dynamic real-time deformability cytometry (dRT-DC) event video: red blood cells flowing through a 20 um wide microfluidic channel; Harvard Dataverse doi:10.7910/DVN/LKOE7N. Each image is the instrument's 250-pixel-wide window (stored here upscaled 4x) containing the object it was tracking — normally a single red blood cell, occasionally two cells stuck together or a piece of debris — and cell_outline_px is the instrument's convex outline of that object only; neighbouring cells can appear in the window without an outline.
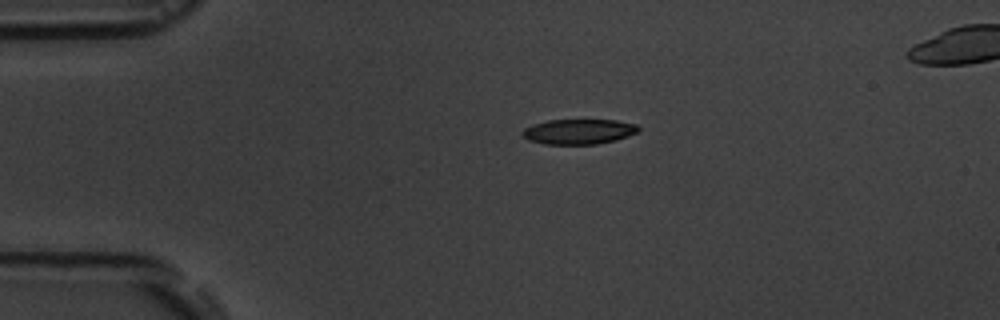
{"species": "common noctule bat (a hibernating species)", "species_latin": "Nyctalus noctula", "temperature_condition": "room temperature", "stored_images_in_passage": 3, "segment_of_instrument_passage": [1, 2], "camera_frame_rate_fps": 3000, "um_per_image_px": 0.085, "animal": {"sex": "male", "body_mass_g": 19.5, "forearm_length_mm": 54.6}, "frame": {"image": 1, "passage_image": 1, "time_ms": 0.0, "image_size_px": [1000, 320], "cell_outline_px": [[640, 132], [616, 140], [596, 144], [544, 144], [528, 140], [520, 132], [524, 128], [532, 124], [548, 120], [616, 120], [636, 124], [640, 128]], "centroid_in_image_um": [49.2, 11.18], "position_along_channel_um": 35.8, "area_um2": 17.11}}